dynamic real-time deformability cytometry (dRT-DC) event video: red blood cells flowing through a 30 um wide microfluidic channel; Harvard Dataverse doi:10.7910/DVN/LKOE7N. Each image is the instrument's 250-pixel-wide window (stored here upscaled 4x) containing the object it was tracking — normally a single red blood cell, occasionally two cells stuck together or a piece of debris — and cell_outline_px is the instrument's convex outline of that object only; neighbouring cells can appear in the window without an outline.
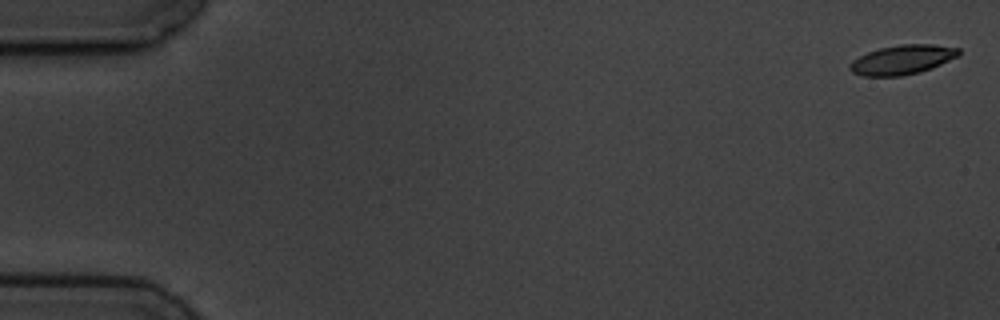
{"species": "common noctule bat (a hibernating species)", "species_latin": "Nyctalus noctula", "temperature_condition": "cold", "stored_images_in_passage": 5, "camera_frame_rate_fps": 3000, "um_per_image_px": 0.085, "animal": {"sex": "male", "body_mass_g": 19.5, "forearm_length_mm": 54.6}, "frame": {"image": 1, "passage_image": 1, "time_ms": 0.0, "image_size_px": [1000, 320], "cell_outline_px": [[960, 56], [932, 68], [920, 72], [900, 76], [860, 76], [852, 72], [848, 68], [848, 64], [852, 60], [868, 52], [880, 48], [900, 44], [932, 44], [960, 48]], "centroid_in_image_um": [76.7, 5.08], "position_along_channel_um": 8.3, "area_um2": 18.84}}
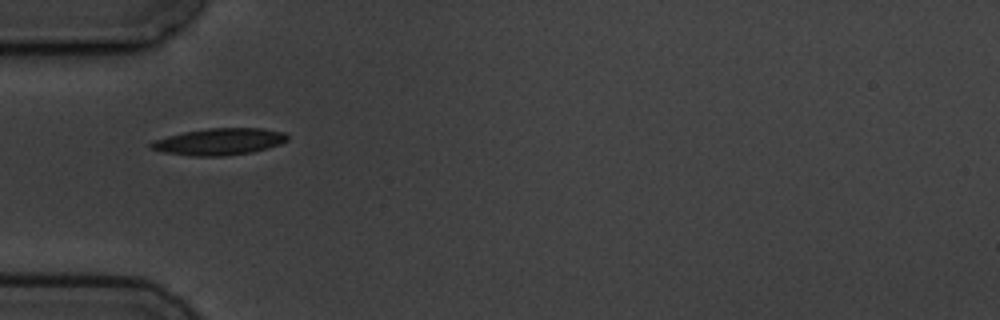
{"frame": {"image": 2, "passage_image": 5, "time_ms": 5.667, "image_size_px": [1000, 320], "cell_outline_px": [[288, 140], [280, 144], [268, 148], [252, 152], [224, 156], [192, 156], [164, 152], [148, 148], [148, 144], [152, 140], [184, 132], [208, 128], [264, 128], [284, 132], [288, 136]], "centroid_in_image_um": [18.63, 12.04], "position_along_channel_um": 66.4, "area_um2": 21.39}}